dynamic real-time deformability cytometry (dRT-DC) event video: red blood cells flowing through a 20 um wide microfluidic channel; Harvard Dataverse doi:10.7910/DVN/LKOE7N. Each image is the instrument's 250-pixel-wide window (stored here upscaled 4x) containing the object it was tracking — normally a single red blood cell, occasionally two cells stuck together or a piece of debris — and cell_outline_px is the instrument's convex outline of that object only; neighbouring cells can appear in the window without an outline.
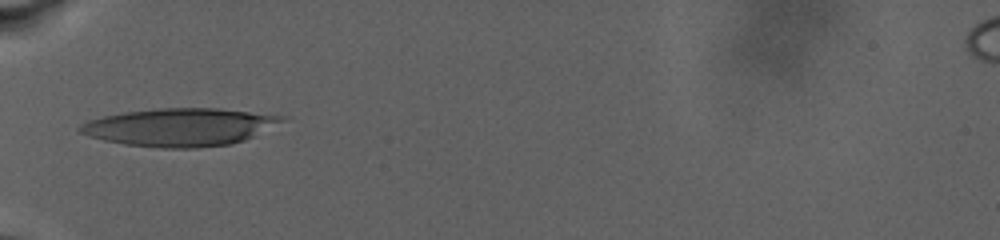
{"species": "human", "species_latin": "Homo sapiens", "temperature_condition": "warm", "stored_images_in_passage": 33, "camera_frame_rate_fps": 3000, "um_per_image_px": 0.085, "donor": {"sex": "male"}, "frame": {"image": 1, "passage_image": 1, "time_ms": 0.0, "image_size_px": [1000, 240], "cell_outline_px": [[288, 116], [284, 120], [244, 140], [228, 144], [196, 148], [160, 148], [124, 144], [104, 140], [88, 136], [80, 132], [76, 128], [80, 124], [88, 120], [104, 116], [124, 112], [160, 108], [220, 108]], "centroid_in_image_um": [15.24, 10.8], "position_along_channel_um": 69.8, "area_um2": 44.33}}
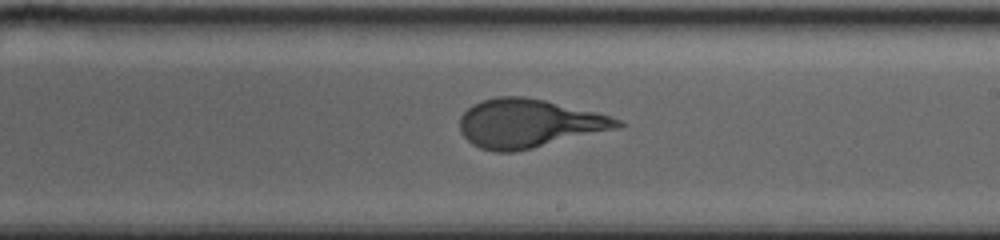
{"frame": {"image": 2, "passage_image": 15, "time_ms": 6.667, "image_size_px": [1000, 240], "cell_outline_px": [[624, 124], [616, 128], [516, 152], [496, 152], [480, 148], [472, 144], [460, 132], [460, 116], [472, 104], [480, 100], [496, 96], [524, 96], [544, 100], [596, 112], [620, 120]], "centroid_in_image_um": [44.87, 10.48], "position_along_channel_um": 244.1, "area_um2": 44.33}}
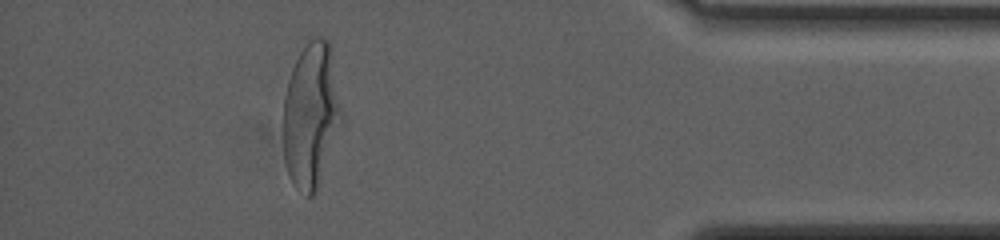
{"frame": {"image": 3, "passage_image": 29, "time_ms": 14.0, "image_size_px": [1000, 240], "cell_outline_px": [[344, 124], [316, 192], [312, 196], [308, 196], [296, 188], [288, 172], [284, 160], [284, 96], [288, 80], [292, 68], [300, 52], [308, 40], [316, 36], [320, 36], [328, 40], [332, 48], [344, 120]], "centroid_in_image_um": [26.5, 9.78], "position_along_channel_um": 408.7, "area_um2": 50.29}, "authors_computed_cell_mechanics": {"area_um2": 44.4482, "velocity_mm_per_s": 2.7005, "shape_relaxation_time_tau1_ms": 6.7414, "shape_relaxation_time_tau2_ms": null, "deformation_change_tau1": 0.2462, "deformation_change_tau2": null}}